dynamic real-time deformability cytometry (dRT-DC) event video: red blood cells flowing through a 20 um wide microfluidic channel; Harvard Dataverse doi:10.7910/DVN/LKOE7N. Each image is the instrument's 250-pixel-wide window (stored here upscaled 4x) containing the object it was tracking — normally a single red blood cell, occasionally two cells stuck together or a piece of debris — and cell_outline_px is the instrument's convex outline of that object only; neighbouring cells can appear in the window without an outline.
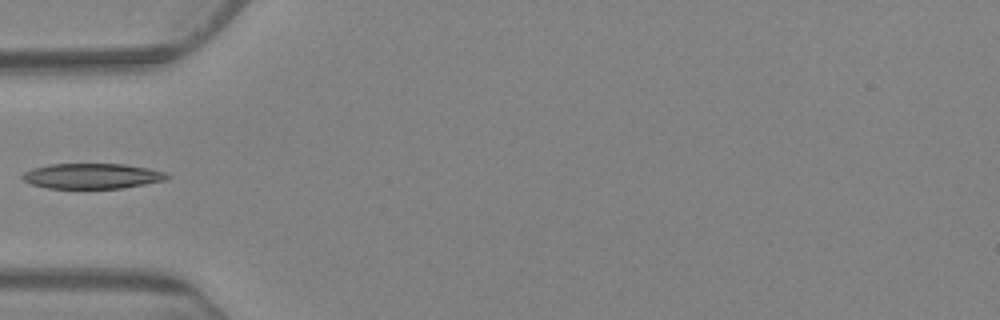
{"species": "Egyptian fruit bat (a non-hibernating species)", "species_latin": "Rousettus aegyptiacus", "temperature_condition": "warm", "stored_images_in_passage": 6, "camera_frame_rate_fps": 3000, "um_per_image_px": 0.085, "animal": {"sex": "female"}, "frame": {"image": 1, "passage_image": 6, "time_ms": 6.667, "image_size_px": [1000, 320], "cell_outline_px": [[172, 176], [164, 180], [144, 184], [120, 188], [48, 188], [32, 184], [24, 180], [20, 176], [24, 172], [32, 168], [48, 164], [124, 164], [148, 168], [164, 172]], "centroid_in_image_um": [7.8, 14.95], "position_along_channel_um": 77.2, "area_um2": 21.21}}